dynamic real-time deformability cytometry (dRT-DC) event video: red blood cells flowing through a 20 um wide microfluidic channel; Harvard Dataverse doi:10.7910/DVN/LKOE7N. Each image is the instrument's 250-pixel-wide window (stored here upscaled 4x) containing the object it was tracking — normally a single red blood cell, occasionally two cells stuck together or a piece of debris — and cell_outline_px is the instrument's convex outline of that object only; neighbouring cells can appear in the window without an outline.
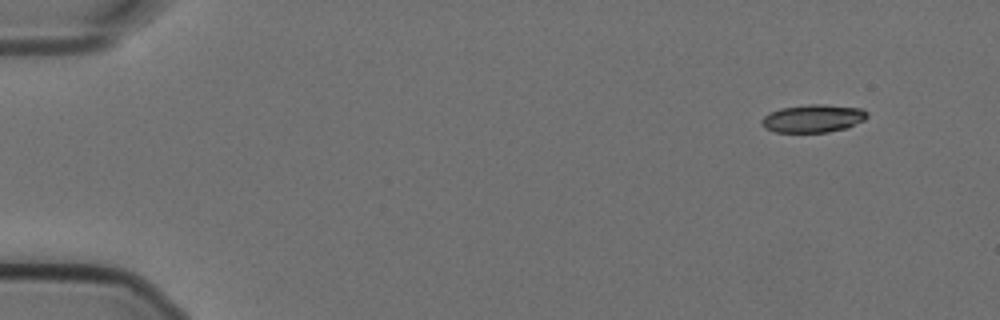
{"species": "Egyptian fruit bat (a non-hibernating species)", "species_latin": "Rousettus aegyptiacus", "temperature_condition": "cold", "stored_images_in_passage": 54, "camera_frame_rate_fps": 3000, "um_per_image_px": 0.085, "animal": {"sex": "female"}, "frame": {"image": 1, "passage_image": 1, "time_ms": 0.0, "image_size_px": [1000, 320], "cell_outline_px": [[868, 116], [864, 120], [848, 128], [828, 132], [776, 132], [764, 128], [760, 124], [760, 120], [764, 116], [780, 108], [808, 104], [824, 104], [864, 108], [868, 112]], "centroid_in_image_um": [69.14, 10.06], "position_along_channel_um": 15.9, "area_um2": 17.4}}
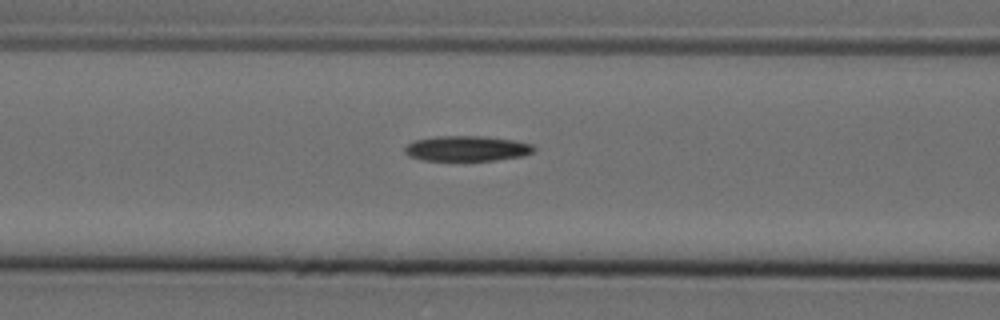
{"frame": {"image": 2, "passage_image": 20, "time_ms": 6.333, "image_size_px": [1000, 320], "cell_outline_px": [[536, 148], [532, 152], [524, 156], [496, 160], [420, 160], [408, 156], [404, 152], [404, 148], [408, 144], [416, 140], [436, 136], [484, 136], [516, 140], [532, 144]], "centroid_in_image_um": [39.7, 12.62], "position_along_channel_um": 126.9, "area_um2": 19.13}}
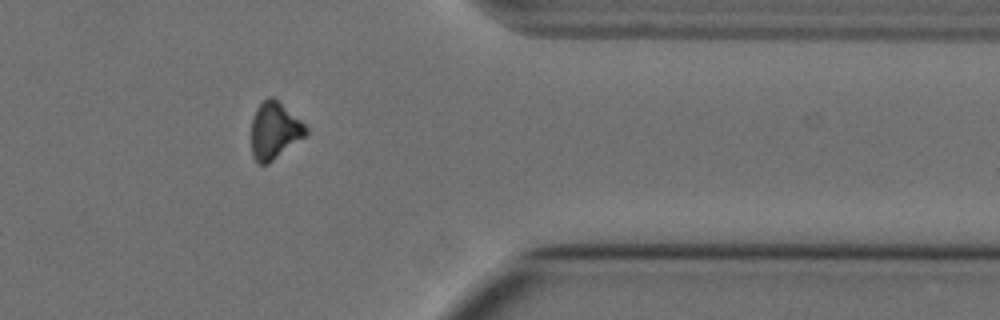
{"frame": {"image": 3, "passage_image": 43, "time_ms": 14.0, "image_size_px": [1000, 320], "cell_outline_px": [[308, 132], [304, 136], [268, 164], [260, 164], [252, 156], [252, 120], [256, 108], [268, 96], [272, 96], [300, 120], [308, 128]], "centroid_in_image_um": [23.31, 11.1], "position_along_channel_um": 388.1, "area_um2": 17.69}}